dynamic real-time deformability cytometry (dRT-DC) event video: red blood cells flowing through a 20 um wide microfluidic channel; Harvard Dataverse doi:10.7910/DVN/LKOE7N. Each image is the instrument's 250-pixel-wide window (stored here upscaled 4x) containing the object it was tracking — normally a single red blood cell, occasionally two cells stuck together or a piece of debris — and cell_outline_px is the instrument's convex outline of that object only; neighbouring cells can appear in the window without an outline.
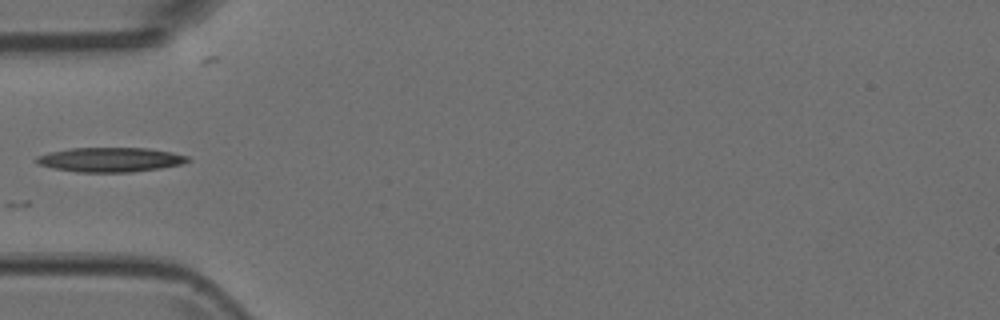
{"species": "Egyptian fruit bat (a non-hibernating species)", "species_latin": "Rousettus aegyptiacus", "temperature_condition": "room temperature", "stored_images_in_passage": 6, "camera_frame_rate_fps": 3000, "um_per_image_px": 0.085, "animal": {"sex": "female"}, "frame": {"image": 1, "passage_image": 5, "time_ms": 1.333, "image_size_px": [1000, 320], "cell_outline_px": [[192, 160], [180, 164], [160, 168], [132, 172], [76, 172], [52, 168], [40, 164], [36, 160], [36, 156], [48, 152], [68, 148], [148, 148], [172, 152], [188, 156]], "centroid_in_image_um": [9.37, 13.57], "position_along_channel_um": 75.6, "area_um2": 21.62}}
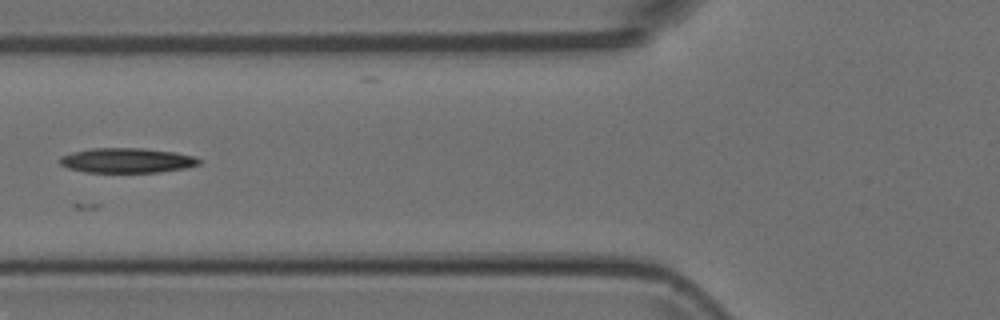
{"frame": {"image": 2, "passage_image": 6, "time_ms": 1.667, "image_size_px": [1000, 320], "cell_outline_px": [[200, 164], [184, 168], [160, 172], [84, 172], [68, 168], [60, 164], [60, 156], [72, 152], [92, 148], [144, 148], [176, 152], [192, 156], [200, 160]], "centroid_in_image_um": [10.76, 13.63], "position_along_channel_um": 115.0, "area_um2": 20.11}}